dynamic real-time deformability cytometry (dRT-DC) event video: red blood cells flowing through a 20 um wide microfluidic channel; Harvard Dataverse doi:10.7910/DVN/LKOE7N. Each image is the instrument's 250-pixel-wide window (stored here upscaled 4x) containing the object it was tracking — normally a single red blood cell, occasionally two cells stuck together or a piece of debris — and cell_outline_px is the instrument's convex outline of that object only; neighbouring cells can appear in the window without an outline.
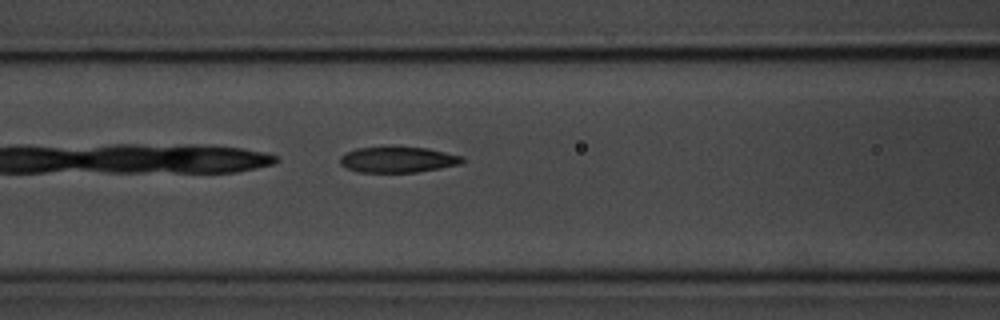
{"species": "common noctule bat (a hibernating species)", "species_latin": "Nyctalus noctula", "temperature_condition": "room temperature", "stored_images_in_passage": 38, "segment_of_instrument_passage": [1, 2], "camera_frame_rate_fps": 3000, "um_per_image_px": 0.085, "animal": {"sex": "male", "body_mass_g": 20.1, "forearm_length_mm": 53.5}, "frame": {"image": 1, "passage_image": 6, "time_ms": 1.667, "image_size_px": [1000, 320], "cell_outline_px": [[464, 160], [460, 164], [440, 168], [416, 172], [356, 172], [340, 164], [340, 156], [344, 152], [356, 148], [384, 144], [392, 144], [428, 148], [460, 156]], "centroid_in_image_um": [33.73, 13.51], "position_along_channel_um": 132.9, "area_um2": 19.13}}
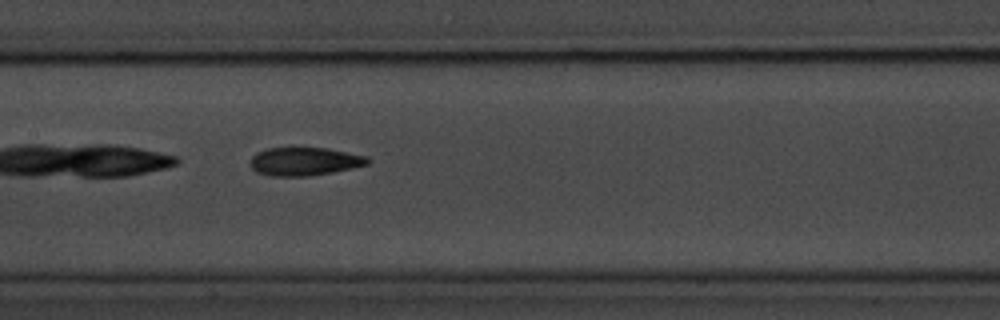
{"frame": {"image": 2, "passage_image": 10, "time_ms": 3.0, "image_size_px": [1000, 320], "cell_outline_px": [[372, 160], [368, 164], [352, 168], [332, 172], [308, 176], [272, 176], [256, 172], [248, 164], [252, 156], [256, 152], [268, 148], [292, 144], [328, 148], [368, 156]], "centroid_in_image_um": [25.85, 13.66], "position_along_channel_um": 181.6, "area_um2": 20.35}}
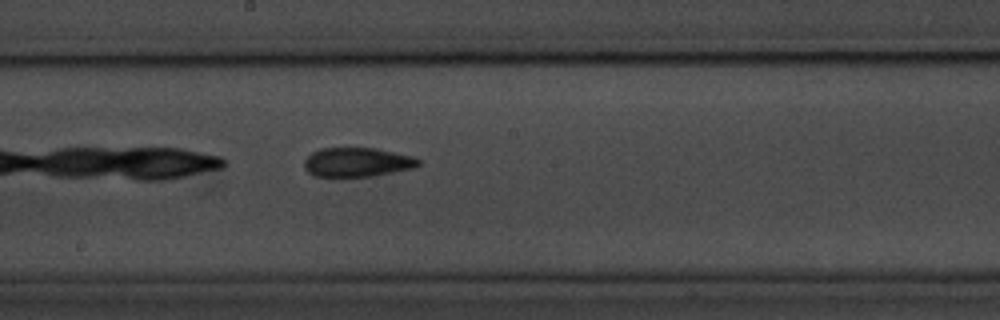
{"frame": {"image": 3, "passage_image": 13, "time_ms": 4.0, "image_size_px": [1000, 320], "cell_outline_px": [[420, 164], [416, 168], [372, 176], [316, 176], [308, 172], [304, 168], [304, 160], [312, 152], [320, 148], [376, 148], [412, 156], [420, 160]], "centroid_in_image_um": [30.37, 13.78], "position_along_channel_um": 217.8, "area_um2": 19.42}}